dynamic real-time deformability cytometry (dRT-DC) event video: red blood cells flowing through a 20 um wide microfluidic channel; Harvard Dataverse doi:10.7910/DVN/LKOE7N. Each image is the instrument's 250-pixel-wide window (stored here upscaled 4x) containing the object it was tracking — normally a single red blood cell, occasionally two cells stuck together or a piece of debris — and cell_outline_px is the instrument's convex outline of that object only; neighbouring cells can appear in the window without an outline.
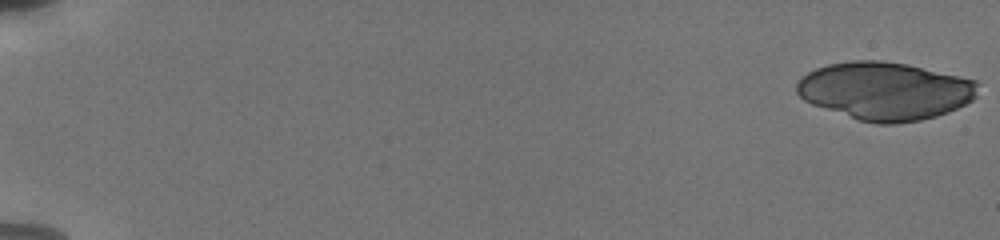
{"species": "human", "species_latin": "Homo sapiens", "temperature_condition": "cold", "stored_images_in_passage": 17, "camera_frame_rate_fps": 3000, "um_per_image_px": 0.085, "donor": {"sex": "male"}, "frame": {"image": 1, "passage_image": 1, "time_ms": 0.0, "image_size_px": [1000, 240], "cell_outline_px": [[980, 84], [976, 96], [972, 100], [948, 112], [936, 116], [920, 120], [896, 124], [876, 124], [856, 120], [812, 104], [804, 100], [796, 92], [796, 84], [808, 72], [816, 68], [828, 64], [852, 60], [880, 60], [908, 64], [960, 76], [976, 80]], "centroid_in_image_um": [75.23, 7.73], "position_along_channel_um": 9.8, "area_um2": 61.44}}
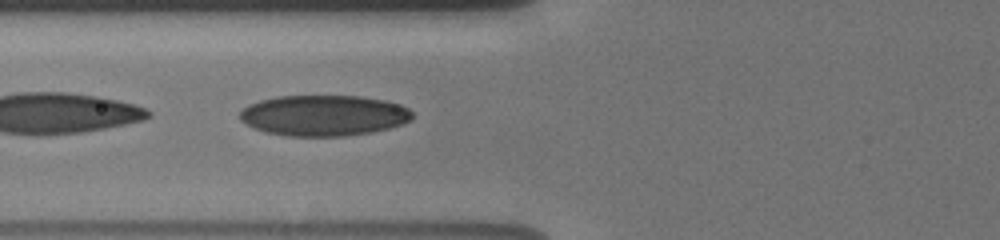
{"frame": {"image": 2, "passage_image": 17, "time_ms": 5.333, "image_size_px": [1000, 240], "cell_outline_px": [[412, 120], [388, 128], [372, 132], [344, 136], [284, 136], [264, 132], [240, 120], [240, 112], [248, 104], [260, 100], [276, 96], [360, 96], [384, 100], [400, 104], [408, 108], [412, 112]], "centroid_in_image_um": [27.51, 9.81], "position_along_channel_um": 98.3, "area_um2": 41.04}}